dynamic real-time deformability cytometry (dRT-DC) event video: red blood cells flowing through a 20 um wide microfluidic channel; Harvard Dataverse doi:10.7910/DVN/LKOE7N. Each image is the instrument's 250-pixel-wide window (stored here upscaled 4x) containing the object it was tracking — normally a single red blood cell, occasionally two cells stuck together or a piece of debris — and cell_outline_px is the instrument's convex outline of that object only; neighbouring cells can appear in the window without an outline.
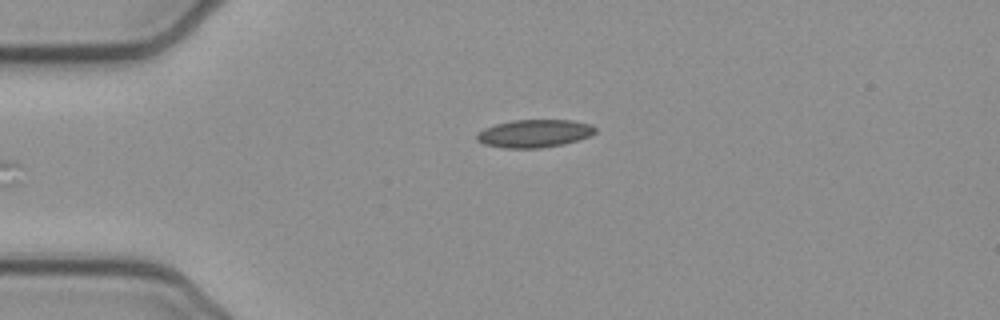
{"species": "common noctule bat (a hibernating species)", "species_latin": "Nyctalus noctula", "temperature_condition": "cold", "stored_images_in_passage": 29, "camera_frame_rate_fps": 3000, "um_per_image_px": 0.085, "animal": {"sex": "female", "body_mass_g": 21.9}, "frame": {"image": 1, "passage_image": 1, "time_ms": 0.0, "image_size_px": [1000, 320], "cell_outline_px": [[596, 132], [588, 136], [564, 144], [540, 148], [504, 148], [484, 144], [476, 140], [476, 136], [484, 128], [496, 124], [512, 120], [572, 120], [592, 124], [596, 128]], "centroid_in_image_um": [45.42, 11.34], "position_along_channel_um": 39.6, "area_um2": 19.19}}
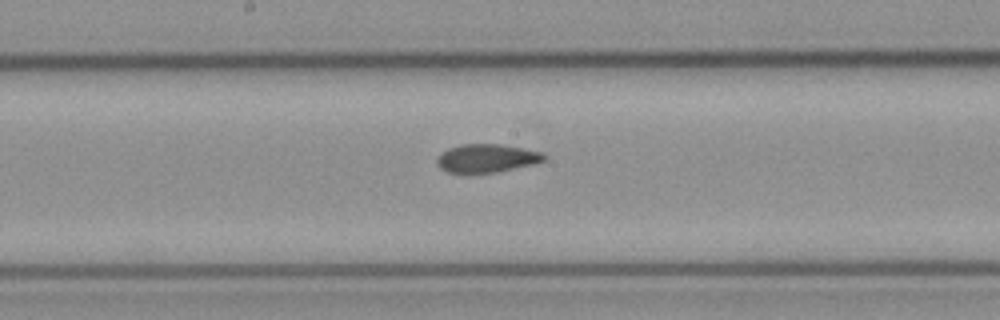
{"frame": {"image": 2, "passage_image": 16, "time_ms": 5.0, "image_size_px": [1000, 320], "cell_outline_px": [[548, 156], [544, 160], [532, 164], [496, 172], [464, 176], [448, 172], [440, 168], [436, 164], [436, 160], [448, 148], [460, 144], [500, 144], [544, 152]], "centroid_in_image_um": [41.33, 13.48], "position_along_channel_um": 206.9, "area_um2": 18.15}}
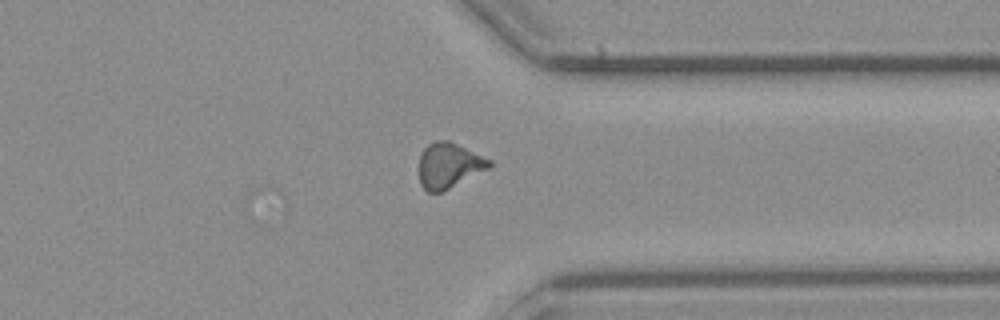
{"frame": {"image": 3, "passage_image": 29, "time_ms": 9.333, "image_size_px": [1000, 320], "cell_outline_px": [[492, 164], [488, 168], [440, 192], [428, 192], [420, 184], [420, 152], [428, 144], [436, 140], [448, 140], [492, 160]], "centroid_in_image_um": [38.13, 14.04], "position_along_channel_um": 373.3, "area_um2": 18.15}, "authors_computed_cell_mechanics": {"area_um2": 18.207, "velocity_mm_per_s": 3.9076, "shape_relaxation_time_tau1_ms": null, "shape_relaxation_time_tau2_ms": 3.4168, "deformation_change_tau1": null, "deformation_change_tau2": 0.0837}}